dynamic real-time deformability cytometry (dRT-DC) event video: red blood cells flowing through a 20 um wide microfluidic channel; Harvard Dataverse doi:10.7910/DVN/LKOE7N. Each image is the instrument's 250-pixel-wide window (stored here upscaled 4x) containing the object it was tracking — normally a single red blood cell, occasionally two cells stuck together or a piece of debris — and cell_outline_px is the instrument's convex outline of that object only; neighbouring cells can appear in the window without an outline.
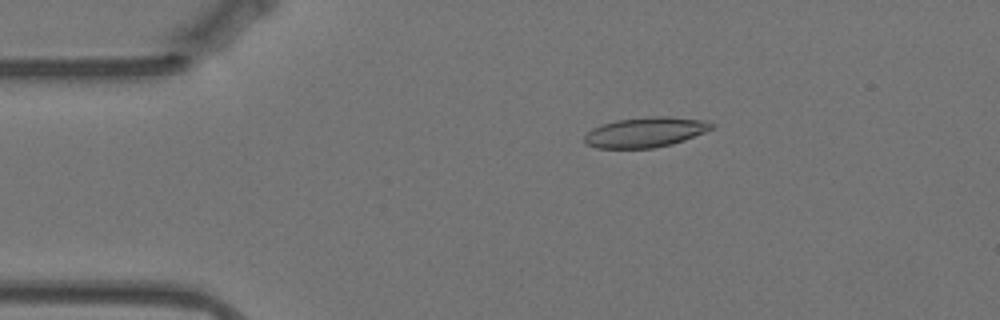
{"species": "Egyptian fruit bat (a non-hibernating species)", "species_latin": "Rousettus aegyptiacus", "temperature_condition": "warm", "stored_images_in_passage": 54, "camera_frame_rate_fps": 3000, "um_per_image_px": 0.085, "animal": {"sex": "female"}, "frame": {"image": 1, "passage_image": 7, "time_ms": 2.0, "image_size_px": [1000, 320], "cell_outline_px": [[716, 128], [684, 140], [672, 144], [652, 148], [596, 148], [588, 144], [584, 140], [584, 136], [592, 128], [616, 120], [652, 116], [668, 116], [704, 120], [716, 124]], "centroid_in_image_um": [54.91, 11.23], "position_along_channel_um": 30.1, "area_um2": 22.31}}
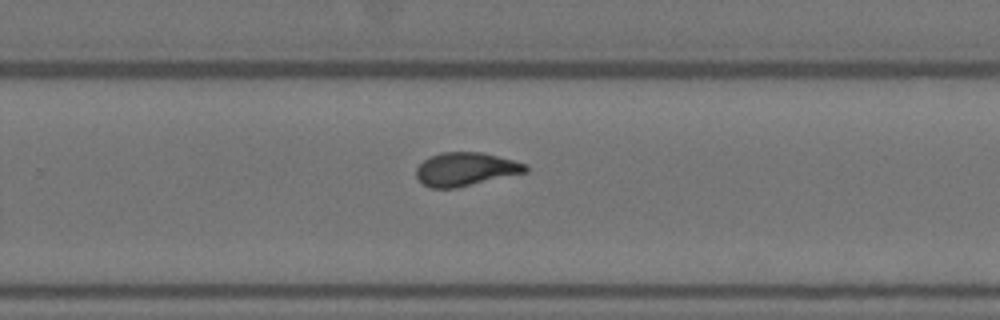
{"frame": {"image": 2, "passage_image": 33, "time_ms": 10.667, "image_size_px": [1000, 320], "cell_outline_px": [[528, 172], [456, 188], [432, 188], [424, 184], [416, 176], [416, 168], [424, 160], [440, 152], [480, 152], [528, 164]], "centroid_in_image_um": [39.59, 14.38], "position_along_channel_um": 290.2, "area_um2": 21.15}}
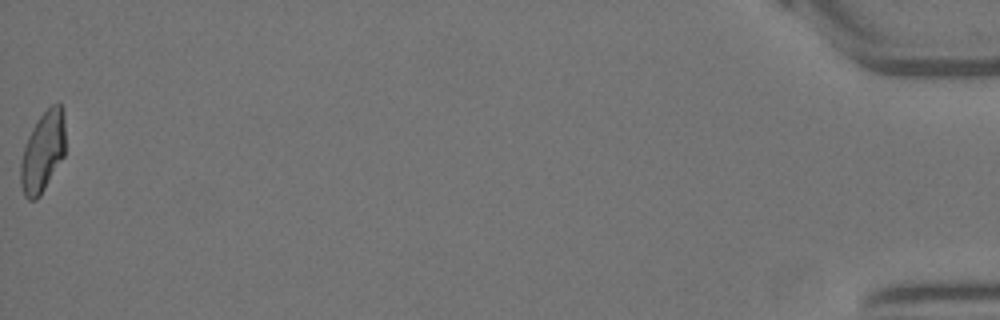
{"frame": {"image": 3, "passage_image": 54, "time_ms": 17.667, "image_size_px": [1000, 320], "cell_outline_px": [[64, 156], [40, 196], [36, 200], [28, 200], [24, 196], [20, 184], [20, 164], [24, 148], [28, 136], [36, 120], [52, 104], [60, 104], [64, 112]], "centroid_in_image_um": [3.62, 12.93], "position_along_channel_um": 431.6, "area_um2": 20.92}, "authors_computed_cell_mechanics": {"area_um2": 21.2704, "velocity_mm_per_s": 3.5081, "shape_relaxation_time_tau1_ms": null, "shape_relaxation_time_tau2_ms": 1.5878, "deformation_change_tau1": null, "deformation_change_tau2": 0.0705}}